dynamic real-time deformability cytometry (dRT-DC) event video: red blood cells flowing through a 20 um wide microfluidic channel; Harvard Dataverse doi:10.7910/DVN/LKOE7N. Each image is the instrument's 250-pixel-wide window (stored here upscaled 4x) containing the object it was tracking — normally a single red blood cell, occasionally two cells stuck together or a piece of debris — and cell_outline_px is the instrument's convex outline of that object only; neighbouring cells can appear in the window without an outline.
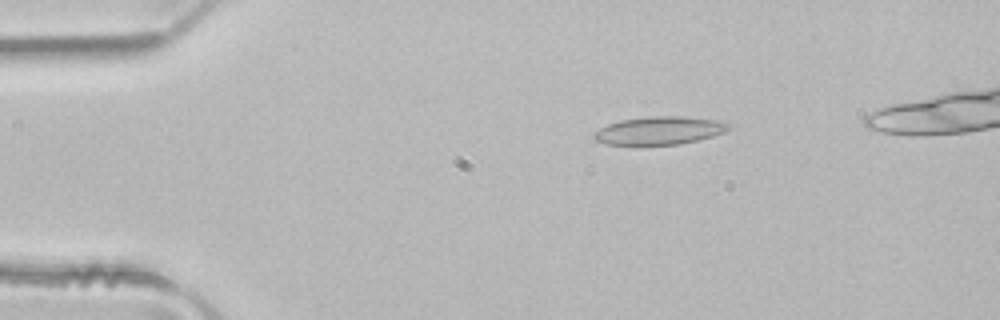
{"species": "common noctule bat (a hibernating species)", "species_latin": "Nyctalus noctula", "temperature_condition": "room temperature", "stored_images_in_passage": 5, "camera_frame_rate_fps": 3000, "um_per_image_px": 0.085, "animal": {"sex": "male", "body_mass_g": 21.5, "forearm_length_mm": 52.0}, "frame": {"image": 1, "passage_image": 3, "time_ms": 0.667, "image_size_px": [1000, 320], "cell_outline_px": [[732, 128], [724, 132], [712, 136], [680, 144], [608, 144], [596, 140], [592, 136], [592, 132], [608, 124], [620, 120], [652, 116], [684, 116], [728, 120], [732, 124]], "centroid_in_image_um": [56.14, 11.07], "position_along_channel_um": 28.9, "area_um2": 22.2}}